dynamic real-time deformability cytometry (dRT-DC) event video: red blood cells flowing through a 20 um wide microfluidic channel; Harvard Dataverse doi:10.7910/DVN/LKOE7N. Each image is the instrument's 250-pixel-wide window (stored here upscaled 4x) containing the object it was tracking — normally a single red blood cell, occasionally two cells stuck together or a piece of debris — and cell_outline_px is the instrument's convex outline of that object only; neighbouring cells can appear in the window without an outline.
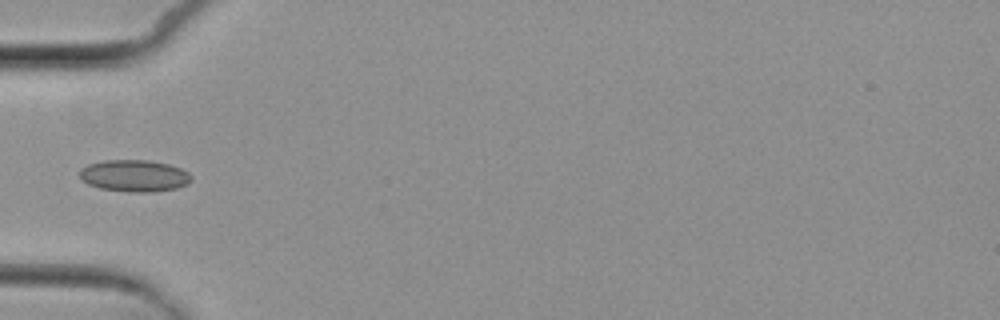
{"species": "common noctule bat (a hibernating species)", "species_latin": "Nyctalus noctula", "temperature_condition": "cold", "stored_images_in_passage": 6, "camera_frame_rate_fps": 3000, "um_per_image_px": 0.085, "animal": {"sex": "female", "body_mass_g": 29.2, "forearm_length_mm": 56.3}, "frame": {"image": 1, "passage_image": 5, "time_ms": 4.667, "image_size_px": [1000, 320], "cell_outline_px": [[192, 180], [188, 184], [176, 188], [152, 192], [128, 192], [100, 188], [88, 184], [80, 176], [80, 168], [88, 164], [104, 160], [148, 160], [168, 164], [180, 168], [188, 172], [192, 176]], "centroid_in_image_um": [11.43, 14.94], "position_along_channel_um": 73.6, "area_um2": 20.75}}
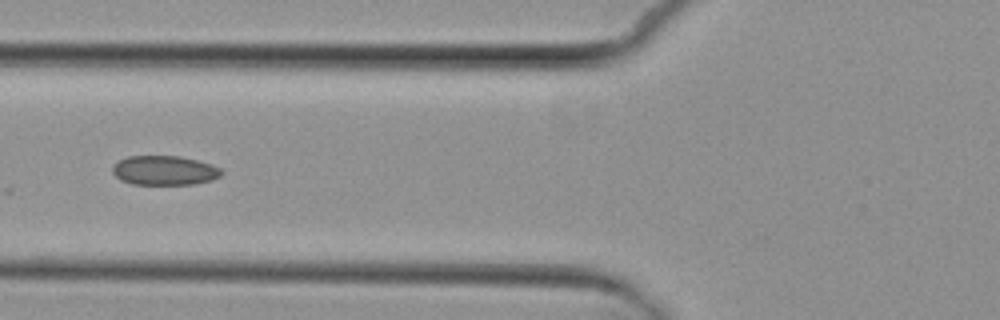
{"frame": {"image": 2, "passage_image": 6, "time_ms": 5.667, "image_size_px": [1000, 320], "cell_outline_px": [[224, 172], [220, 176], [212, 180], [192, 184], [132, 184], [120, 180], [112, 172], [112, 164], [128, 156], [180, 156], [212, 164], [220, 168]], "centroid_in_image_um": [13.97, 14.48], "position_along_channel_um": 111.8, "area_um2": 18.73}}